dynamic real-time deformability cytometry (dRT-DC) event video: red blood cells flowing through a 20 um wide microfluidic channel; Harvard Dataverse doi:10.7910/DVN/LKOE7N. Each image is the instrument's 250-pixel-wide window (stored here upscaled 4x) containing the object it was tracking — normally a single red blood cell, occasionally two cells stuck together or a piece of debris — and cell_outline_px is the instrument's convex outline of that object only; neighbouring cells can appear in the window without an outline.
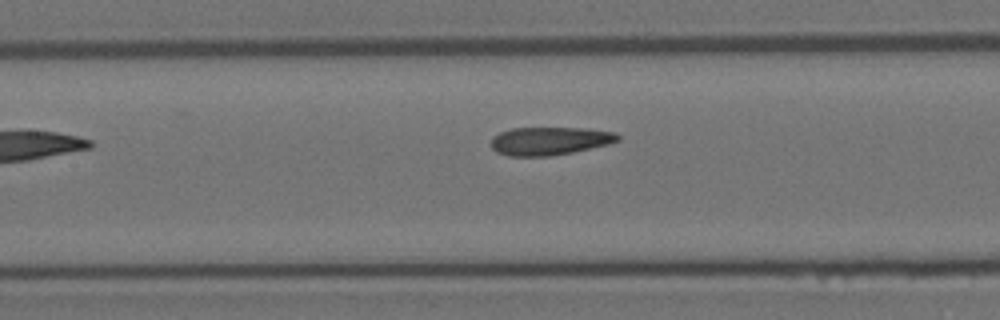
{"species": "Egyptian fruit bat (a non-hibernating species)", "species_latin": "Rousettus aegyptiacus", "temperature_condition": "room temperature", "stored_images_in_passage": 9, "camera_frame_rate_fps": 3000, "um_per_image_px": 0.085, "animal": {"sex": "female"}, "frame": {"image": 1, "passage_image": 8, "time_ms": 2.333, "image_size_px": [1000, 320], "cell_outline_px": [[620, 140], [612, 144], [572, 152], [548, 156], [508, 156], [496, 152], [492, 148], [492, 136], [500, 132], [512, 128], [588, 128], [616, 132], [620, 136]], "centroid_in_image_um": [46.76, 11.97], "position_along_channel_um": 160.6, "area_um2": 20.98}}
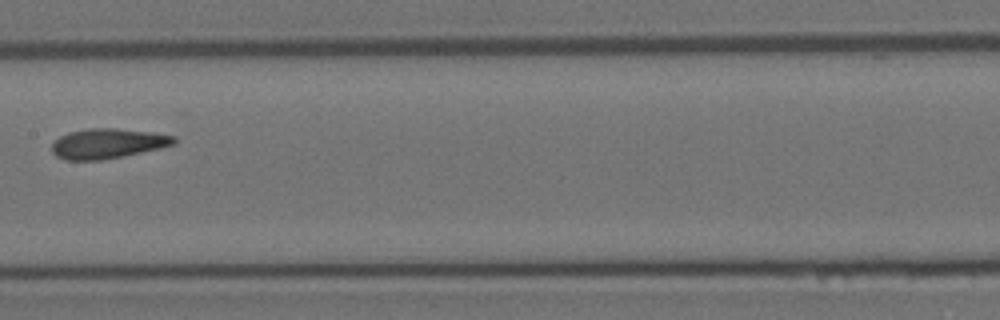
{"frame": {"image": 2, "passage_image": 9, "time_ms": 2.667, "image_size_px": [1000, 320], "cell_outline_px": [[176, 144], [160, 148], [124, 156], [100, 160], [64, 160], [56, 156], [52, 152], [52, 144], [60, 136], [68, 132], [88, 128], [116, 128], [152, 132], [176, 136]], "centroid_in_image_um": [9.16, 12.2], "position_along_channel_um": 198.2, "area_um2": 21.44}}